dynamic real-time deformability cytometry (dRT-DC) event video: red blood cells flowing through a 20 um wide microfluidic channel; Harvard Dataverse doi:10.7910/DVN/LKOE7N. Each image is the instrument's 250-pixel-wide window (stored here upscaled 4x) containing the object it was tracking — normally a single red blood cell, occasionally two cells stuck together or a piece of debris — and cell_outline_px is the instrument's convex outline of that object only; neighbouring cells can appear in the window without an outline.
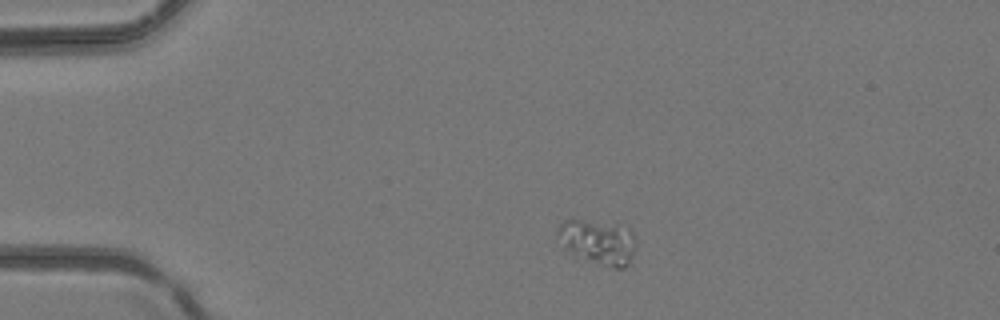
{"species": "common noctule bat (a hibernating species)", "species_latin": "Nyctalus noctula", "temperature_condition": "room temperature", "stored_images_in_passage": 3, "camera_frame_rate_fps": 3000, "um_per_image_px": 0.085, "animal": {"sex": "female", "body_mass_g": 24.6, "forearm_length_mm": 56.2}, "frame": {"image": 1, "passage_image": 1, "time_ms": 0.0, "image_size_px": [1000, 320], "cell_outline_px": [[636, 244], [632, 256], [628, 264], [624, 268], [612, 268], [572, 252], [556, 236], [556, 228], [564, 220], [576, 220], [616, 228], [632, 232]], "centroid_in_image_um": [50.82, 20.61], "position_along_channel_um": 34.2, "area_um2": 18.79}}
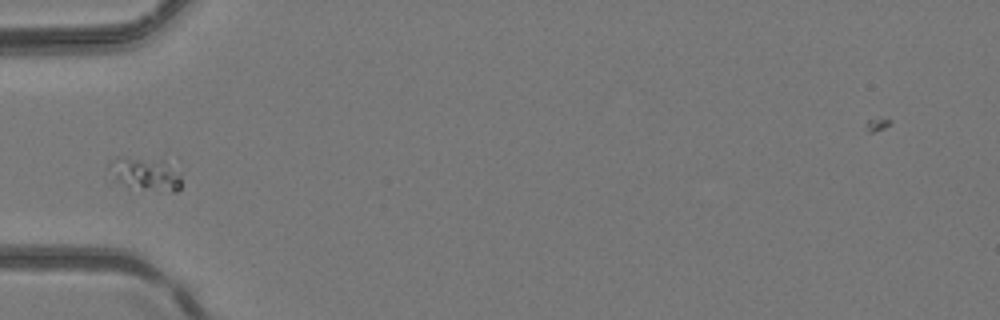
{"frame": {"image": 2, "passage_image": 3, "time_ms": 0.667, "image_size_px": [1000, 320], "cell_outline_px": [[180, 188], [176, 192], [172, 192], [128, 188], [112, 180], [108, 168], [108, 164], [116, 156], [180, 156]], "centroid_in_image_um": [12.49, 14.66], "position_along_channel_um": 72.5, "area_um2": 16.36}}